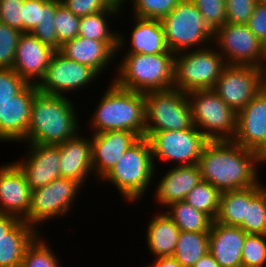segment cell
<instances>
[{
    "label": "cell",
    "instance_id": "1",
    "mask_svg": "<svg viewBox=\"0 0 266 267\" xmlns=\"http://www.w3.org/2000/svg\"><path fill=\"white\" fill-rule=\"evenodd\" d=\"M257 152L246 149L232 140L209 141L199 159L203 181L220 192L241 190L255 186Z\"/></svg>",
    "mask_w": 266,
    "mask_h": 267
},
{
    "label": "cell",
    "instance_id": "2",
    "mask_svg": "<svg viewBox=\"0 0 266 267\" xmlns=\"http://www.w3.org/2000/svg\"><path fill=\"white\" fill-rule=\"evenodd\" d=\"M72 103L65 96L38 91L31 106L26 141L57 145L74 138L80 128Z\"/></svg>",
    "mask_w": 266,
    "mask_h": 267
},
{
    "label": "cell",
    "instance_id": "3",
    "mask_svg": "<svg viewBox=\"0 0 266 267\" xmlns=\"http://www.w3.org/2000/svg\"><path fill=\"white\" fill-rule=\"evenodd\" d=\"M91 118L93 133L126 130L145 137V96L126 90L114 82L108 87Z\"/></svg>",
    "mask_w": 266,
    "mask_h": 267
},
{
    "label": "cell",
    "instance_id": "4",
    "mask_svg": "<svg viewBox=\"0 0 266 267\" xmlns=\"http://www.w3.org/2000/svg\"><path fill=\"white\" fill-rule=\"evenodd\" d=\"M118 78L114 83L120 88L135 92L168 90L174 86L175 54H130L121 60Z\"/></svg>",
    "mask_w": 266,
    "mask_h": 267
},
{
    "label": "cell",
    "instance_id": "5",
    "mask_svg": "<svg viewBox=\"0 0 266 267\" xmlns=\"http://www.w3.org/2000/svg\"><path fill=\"white\" fill-rule=\"evenodd\" d=\"M151 147L146 137H140L117 164L102 178L117 187L130 202L144 195L154 176Z\"/></svg>",
    "mask_w": 266,
    "mask_h": 267
},
{
    "label": "cell",
    "instance_id": "6",
    "mask_svg": "<svg viewBox=\"0 0 266 267\" xmlns=\"http://www.w3.org/2000/svg\"><path fill=\"white\" fill-rule=\"evenodd\" d=\"M206 47L175 54L173 88L185 93L213 89L227 64L219 50Z\"/></svg>",
    "mask_w": 266,
    "mask_h": 267
},
{
    "label": "cell",
    "instance_id": "7",
    "mask_svg": "<svg viewBox=\"0 0 266 267\" xmlns=\"http://www.w3.org/2000/svg\"><path fill=\"white\" fill-rule=\"evenodd\" d=\"M161 23L167 47L174 54L214 40V31L192 0H180Z\"/></svg>",
    "mask_w": 266,
    "mask_h": 267
},
{
    "label": "cell",
    "instance_id": "8",
    "mask_svg": "<svg viewBox=\"0 0 266 267\" xmlns=\"http://www.w3.org/2000/svg\"><path fill=\"white\" fill-rule=\"evenodd\" d=\"M187 97L191 107L193 125L197 129L200 127L199 130L210 141L234 138L237 113L214 90H193L187 93Z\"/></svg>",
    "mask_w": 266,
    "mask_h": 267
},
{
    "label": "cell",
    "instance_id": "9",
    "mask_svg": "<svg viewBox=\"0 0 266 267\" xmlns=\"http://www.w3.org/2000/svg\"><path fill=\"white\" fill-rule=\"evenodd\" d=\"M144 96L145 136L155 131H178L193 126L187 93L171 88L149 91Z\"/></svg>",
    "mask_w": 266,
    "mask_h": 267
},
{
    "label": "cell",
    "instance_id": "10",
    "mask_svg": "<svg viewBox=\"0 0 266 267\" xmlns=\"http://www.w3.org/2000/svg\"><path fill=\"white\" fill-rule=\"evenodd\" d=\"M154 159L177 162L178 166L198 164L202 151L210 141L194 125L178 131H155L145 136Z\"/></svg>",
    "mask_w": 266,
    "mask_h": 267
},
{
    "label": "cell",
    "instance_id": "11",
    "mask_svg": "<svg viewBox=\"0 0 266 267\" xmlns=\"http://www.w3.org/2000/svg\"><path fill=\"white\" fill-rule=\"evenodd\" d=\"M214 39L227 65L255 66L263 69L265 63L262 62L266 60L263 43L247 24L225 23L214 31Z\"/></svg>",
    "mask_w": 266,
    "mask_h": 267
},
{
    "label": "cell",
    "instance_id": "12",
    "mask_svg": "<svg viewBox=\"0 0 266 267\" xmlns=\"http://www.w3.org/2000/svg\"><path fill=\"white\" fill-rule=\"evenodd\" d=\"M80 186L77 181L60 177L43 187L32 190L29 213L24 221L36 228V224L39 225L47 219L66 214L73 206L72 202L82 188Z\"/></svg>",
    "mask_w": 266,
    "mask_h": 267
},
{
    "label": "cell",
    "instance_id": "13",
    "mask_svg": "<svg viewBox=\"0 0 266 267\" xmlns=\"http://www.w3.org/2000/svg\"><path fill=\"white\" fill-rule=\"evenodd\" d=\"M263 88V70L255 66L227 65L214 90L236 113L243 109Z\"/></svg>",
    "mask_w": 266,
    "mask_h": 267
},
{
    "label": "cell",
    "instance_id": "14",
    "mask_svg": "<svg viewBox=\"0 0 266 267\" xmlns=\"http://www.w3.org/2000/svg\"><path fill=\"white\" fill-rule=\"evenodd\" d=\"M98 75L91 67L68 59L57 50L51 57L44 77L36 85L43 93L63 96L66 92L87 86Z\"/></svg>",
    "mask_w": 266,
    "mask_h": 267
},
{
    "label": "cell",
    "instance_id": "15",
    "mask_svg": "<svg viewBox=\"0 0 266 267\" xmlns=\"http://www.w3.org/2000/svg\"><path fill=\"white\" fill-rule=\"evenodd\" d=\"M37 85L28 83L18 94L0 102V140H26L31 119V106Z\"/></svg>",
    "mask_w": 266,
    "mask_h": 267
},
{
    "label": "cell",
    "instance_id": "16",
    "mask_svg": "<svg viewBox=\"0 0 266 267\" xmlns=\"http://www.w3.org/2000/svg\"><path fill=\"white\" fill-rule=\"evenodd\" d=\"M240 146L258 152L266 143V90L264 88L239 112L236 134Z\"/></svg>",
    "mask_w": 266,
    "mask_h": 267
},
{
    "label": "cell",
    "instance_id": "17",
    "mask_svg": "<svg viewBox=\"0 0 266 267\" xmlns=\"http://www.w3.org/2000/svg\"><path fill=\"white\" fill-rule=\"evenodd\" d=\"M5 165L0 166V213L25 220L31 205L32 190L16 163Z\"/></svg>",
    "mask_w": 266,
    "mask_h": 267
},
{
    "label": "cell",
    "instance_id": "18",
    "mask_svg": "<svg viewBox=\"0 0 266 267\" xmlns=\"http://www.w3.org/2000/svg\"><path fill=\"white\" fill-rule=\"evenodd\" d=\"M92 168L102 179L139 139L131 131L117 130L92 133Z\"/></svg>",
    "mask_w": 266,
    "mask_h": 267
},
{
    "label": "cell",
    "instance_id": "19",
    "mask_svg": "<svg viewBox=\"0 0 266 267\" xmlns=\"http://www.w3.org/2000/svg\"><path fill=\"white\" fill-rule=\"evenodd\" d=\"M30 146V155L26 160L15 163L24 173L31 190H34L61 177L60 150L59 144L30 143Z\"/></svg>",
    "mask_w": 266,
    "mask_h": 267
},
{
    "label": "cell",
    "instance_id": "20",
    "mask_svg": "<svg viewBox=\"0 0 266 267\" xmlns=\"http://www.w3.org/2000/svg\"><path fill=\"white\" fill-rule=\"evenodd\" d=\"M55 51L31 33H22L18 40L12 69L27 83L38 84L44 77Z\"/></svg>",
    "mask_w": 266,
    "mask_h": 267
},
{
    "label": "cell",
    "instance_id": "21",
    "mask_svg": "<svg viewBox=\"0 0 266 267\" xmlns=\"http://www.w3.org/2000/svg\"><path fill=\"white\" fill-rule=\"evenodd\" d=\"M61 0H24L23 33H31L42 43L58 50L54 26L57 5Z\"/></svg>",
    "mask_w": 266,
    "mask_h": 267
},
{
    "label": "cell",
    "instance_id": "22",
    "mask_svg": "<svg viewBox=\"0 0 266 267\" xmlns=\"http://www.w3.org/2000/svg\"><path fill=\"white\" fill-rule=\"evenodd\" d=\"M247 233L239 226L213 221L209 231V252L220 267H239Z\"/></svg>",
    "mask_w": 266,
    "mask_h": 267
},
{
    "label": "cell",
    "instance_id": "23",
    "mask_svg": "<svg viewBox=\"0 0 266 267\" xmlns=\"http://www.w3.org/2000/svg\"><path fill=\"white\" fill-rule=\"evenodd\" d=\"M59 150L61 177L77 181L82 186L93 170L91 139L79 137L77 134L60 143Z\"/></svg>",
    "mask_w": 266,
    "mask_h": 267
},
{
    "label": "cell",
    "instance_id": "24",
    "mask_svg": "<svg viewBox=\"0 0 266 267\" xmlns=\"http://www.w3.org/2000/svg\"><path fill=\"white\" fill-rule=\"evenodd\" d=\"M202 181L198 164L175 165L158 181L156 201L165 208L177 201H184L188 193Z\"/></svg>",
    "mask_w": 266,
    "mask_h": 267
},
{
    "label": "cell",
    "instance_id": "25",
    "mask_svg": "<svg viewBox=\"0 0 266 267\" xmlns=\"http://www.w3.org/2000/svg\"><path fill=\"white\" fill-rule=\"evenodd\" d=\"M58 51L68 59L91 67L98 74L109 65L114 55L116 56L104 41L80 36L64 42Z\"/></svg>",
    "mask_w": 266,
    "mask_h": 267
},
{
    "label": "cell",
    "instance_id": "26",
    "mask_svg": "<svg viewBox=\"0 0 266 267\" xmlns=\"http://www.w3.org/2000/svg\"><path fill=\"white\" fill-rule=\"evenodd\" d=\"M38 232L24 220H19L0 239V267H20L26 248Z\"/></svg>",
    "mask_w": 266,
    "mask_h": 267
},
{
    "label": "cell",
    "instance_id": "27",
    "mask_svg": "<svg viewBox=\"0 0 266 267\" xmlns=\"http://www.w3.org/2000/svg\"><path fill=\"white\" fill-rule=\"evenodd\" d=\"M136 19V20H135ZM134 29L131 33L130 54H159L172 52L168 49L161 20L134 17Z\"/></svg>",
    "mask_w": 266,
    "mask_h": 267
},
{
    "label": "cell",
    "instance_id": "28",
    "mask_svg": "<svg viewBox=\"0 0 266 267\" xmlns=\"http://www.w3.org/2000/svg\"><path fill=\"white\" fill-rule=\"evenodd\" d=\"M258 182L250 188L221 192L219 211L215 221L240 226L247 219V204L264 188Z\"/></svg>",
    "mask_w": 266,
    "mask_h": 267
},
{
    "label": "cell",
    "instance_id": "29",
    "mask_svg": "<svg viewBox=\"0 0 266 267\" xmlns=\"http://www.w3.org/2000/svg\"><path fill=\"white\" fill-rule=\"evenodd\" d=\"M121 5L113 3L108 9L81 17L78 36L104 41L115 53L124 45V38L118 33L110 32L106 17L118 14ZM122 46V47H121ZM117 51V52H116Z\"/></svg>",
    "mask_w": 266,
    "mask_h": 267
},
{
    "label": "cell",
    "instance_id": "30",
    "mask_svg": "<svg viewBox=\"0 0 266 267\" xmlns=\"http://www.w3.org/2000/svg\"><path fill=\"white\" fill-rule=\"evenodd\" d=\"M147 243L152 254L158 257L172 256L174 254L180 229L167 215L161 213L149 222L147 229Z\"/></svg>",
    "mask_w": 266,
    "mask_h": 267
},
{
    "label": "cell",
    "instance_id": "31",
    "mask_svg": "<svg viewBox=\"0 0 266 267\" xmlns=\"http://www.w3.org/2000/svg\"><path fill=\"white\" fill-rule=\"evenodd\" d=\"M207 252H209V232L180 231L172 256L183 267H193Z\"/></svg>",
    "mask_w": 266,
    "mask_h": 267
},
{
    "label": "cell",
    "instance_id": "32",
    "mask_svg": "<svg viewBox=\"0 0 266 267\" xmlns=\"http://www.w3.org/2000/svg\"><path fill=\"white\" fill-rule=\"evenodd\" d=\"M167 215L174 221L180 231L209 232L213 219L187 204L185 201H177L168 205Z\"/></svg>",
    "mask_w": 266,
    "mask_h": 267
},
{
    "label": "cell",
    "instance_id": "33",
    "mask_svg": "<svg viewBox=\"0 0 266 267\" xmlns=\"http://www.w3.org/2000/svg\"><path fill=\"white\" fill-rule=\"evenodd\" d=\"M220 196L221 192L216 187L202 180L188 193L184 201L215 220L219 211Z\"/></svg>",
    "mask_w": 266,
    "mask_h": 267
},
{
    "label": "cell",
    "instance_id": "34",
    "mask_svg": "<svg viewBox=\"0 0 266 267\" xmlns=\"http://www.w3.org/2000/svg\"><path fill=\"white\" fill-rule=\"evenodd\" d=\"M239 227L247 234L266 235L265 187L247 204V219H244Z\"/></svg>",
    "mask_w": 266,
    "mask_h": 267
},
{
    "label": "cell",
    "instance_id": "35",
    "mask_svg": "<svg viewBox=\"0 0 266 267\" xmlns=\"http://www.w3.org/2000/svg\"><path fill=\"white\" fill-rule=\"evenodd\" d=\"M51 248L37 236L26 248L20 267H59Z\"/></svg>",
    "mask_w": 266,
    "mask_h": 267
},
{
    "label": "cell",
    "instance_id": "36",
    "mask_svg": "<svg viewBox=\"0 0 266 267\" xmlns=\"http://www.w3.org/2000/svg\"><path fill=\"white\" fill-rule=\"evenodd\" d=\"M80 19L81 17L72 13L63 3L57 5L54 26L58 37V50L64 42L78 36Z\"/></svg>",
    "mask_w": 266,
    "mask_h": 267
},
{
    "label": "cell",
    "instance_id": "37",
    "mask_svg": "<svg viewBox=\"0 0 266 267\" xmlns=\"http://www.w3.org/2000/svg\"><path fill=\"white\" fill-rule=\"evenodd\" d=\"M132 1V0H131ZM180 0H133L134 17L162 20Z\"/></svg>",
    "mask_w": 266,
    "mask_h": 267
},
{
    "label": "cell",
    "instance_id": "38",
    "mask_svg": "<svg viewBox=\"0 0 266 267\" xmlns=\"http://www.w3.org/2000/svg\"><path fill=\"white\" fill-rule=\"evenodd\" d=\"M242 263L250 267L266 266V235H246L242 248Z\"/></svg>",
    "mask_w": 266,
    "mask_h": 267
},
{
    "label": "cell",
    "instance_id": "39",
    "mask_svg": "<svg viewBox=\"0 0 266 267\" xmlns=\"http://www.w3.org/2000/svg\"><path fill=\"white\" fill-rule=\"evenodd\" d=\"M22 32L0 23V68H12L18 40Z\"/></svg>",
    "mask_w": 266,
    "mask_h": 267
},
{
    "label": "cell",
    "instance_id": "40",
    "mask_svg": "<svg viewBox=\"0 0 266 267\" xmlns=\"http://www.w3.org/2000/svg\"><path fill=\"white\" fill-rule=\"evenodd\" d=\"M192 1L213 31L226 23L225 0Z\"/></svg>",
    "mask_w": 266,
    "mask_h": 267
},
{
    "label": "cell",
    "instance_id": "41",
    "mask_svg": "<svg viewBox=\"0 0 266 267\" xmlns=\"http://www.w3.org/2000/svg\"><path fill=\"white\" fill-rule=\"evenodd\" d=\"M256 4V0H225L226 23L248 24Z\"/></svg>",
    "mask_w": 266,
    "mask_h": 267
},
{
    "label": "cell",
    "instance_id": "42",
    "mask_svg": "<svg viewBox=\"0 0 266 267\" xmlns=\"http://www.w3.org/2000/svg\"><path fill=\"white\" fill-rule=\"evenodd\" d=\"M27 84L12 68H0V102L11 99Z\"/></svg>",
    "mask_w": 266,
    "mask_h": 267
},
{
    "label": "cell",
    "instance_id": "43",
    "mask_svg": "<svg viewBox=\"0 0 266 267\" xmlns=\"http://www.w3.org/2000/svg\"><path fill=\"white\" fill-rule=\"evenodd\" d=\"M23 3L24 0H0V23L23 33Z\"/></svg>",
    "mask_w": 266,
    "mask_h": 267
},
{
    "label": "cell",
    "instance_id": "44",
    "mask_svg": "<svg viewBox=\"0 0 266 267\" xmlns=\"http://www.w3.org/2000/svg\"><path fill=\"white\" fill-rule=\"evenodd\" d=\"M61 3L79 17L104 11L113 4L111 0H61Z\"/></svg>",
    "mask_w": 266,
    "mask_h": 267
},
{
    "label": "cell",
    "instance_id": "45",
    "mask_svg": "<svg viewBox=\"0 0 266 267\" xmlns=\"http://www.w3.org/2000/svg\"><path fill=\"white\" fill-rule=\"evenodd\" d=\"M247 25L262 43L266 41V4H256Z\"/></svg>",
    "mask_w": 266,
    "mask_h": 267
},
{
    "label": "cell",
    "instance_id": "46",
    "mask_svg": "<svg viewBox=\"0 0 266 267\" xmlns=\"http://www.w3.org/2000/svg\"><path fill=\"white\" fill-rule=\"evenodd\" d=\"M19 219L13 215L6 213H0V239L4 237V234L8 232Z\"/></svg>",
    "mask_w": 266,
    "mask_h": 267
},
{
    "label": "cell",
    "instance_id": "47",
    "mask_svg": "<svg viewBox=\"0 0 266 267\" xmlns=\"http://www.w3.org/2000/svg\"><path fill=\"white\" fill-rule=\"evenodd\" d=\"M150 267H183L173 256L158 257Z\"/></svg>",
    "mask_w": 266,
    "mask_h": 267
},
{
    "label": "cell",
    "instance_id": "48",
    "mask_svg": "<svg viewBox=\"0 0 266 267\" xmlns=\"http://www.w3.org/2000/svg\"><path fill=\"white\" fill-rule=\"evenodd\" d=\"M193 267H220L219 263L213 258L210 252L202 256Z\"/></svg>",
    "mask_w": 266,
    "mask_h": 267
},
{
    "label": "cell",
    "instance_id": "49",
    "mask_svg": "<svg viewBox=\"0 0 266 267\" xmlns=\"http://www.w3.org/2000/svg\"><path fill=\"white\" fill-rule=\"evenodd\" d=\"M258 162L266 161V143L265 145L257 152Z\"/></svg>",
    "mask_w": 266,
    "mask_h": 267
},
{
    "label": "cell",
    "instance_id": "50",
    "mask_svg": "<svg viewBox=\"0 0 266 267\" xmlns=\"http://www.w3.org/2000/svg\"><path fill=\"white\" fill-rule=\"evenodd\" d=\"M265 64L263 66V88L266 90V61H264Z\"/></svg>",
    "mask_w": 266,
    "mask_h": 267
},
{
    "label": "cell",
    "instance_id": "51",
    "mask_svg": "<svg viewBox=\"0 0 266 267\" xmlns=\"http://www.w3.org/2000/svg\"><path fill=\"white\" fill-rule=\"evenodd\" d=\"M113 3H116V4H119V5H121L122 6V4L124 3V2H126L125 0H111Z\"/></svg>",
    "mask_w": 266,
    "mask_h": 267
},
{
    "label": "cell",
    "instance_id": "52",
    "mask_svg": "<svg viewBox=\"0 0 266 267\" xmlns=\"http://www.w3.org/2000/svg\"><path fill=\"white\" fill-rule=\"evenodd\" d=\"M257 3L266 4V0H256Z\"/></svg>",
    "mask_w": 266,
    "mask_h": 267
},
{
    "label": "cell",
    "instance_id": "53",
    "mask_svg": "<svg viewBox=\"0 0 266 267\" xmlns=\"http://www.w3.org/2000/svg\"><path fill=\"white\" fill-rule=\"evenodd\" d=\"M263 49H264V52L266 54V41L263 43Z\"/></svg>",
    "mask_w": 266,
    "mask_h": 267
}]
</instances>
